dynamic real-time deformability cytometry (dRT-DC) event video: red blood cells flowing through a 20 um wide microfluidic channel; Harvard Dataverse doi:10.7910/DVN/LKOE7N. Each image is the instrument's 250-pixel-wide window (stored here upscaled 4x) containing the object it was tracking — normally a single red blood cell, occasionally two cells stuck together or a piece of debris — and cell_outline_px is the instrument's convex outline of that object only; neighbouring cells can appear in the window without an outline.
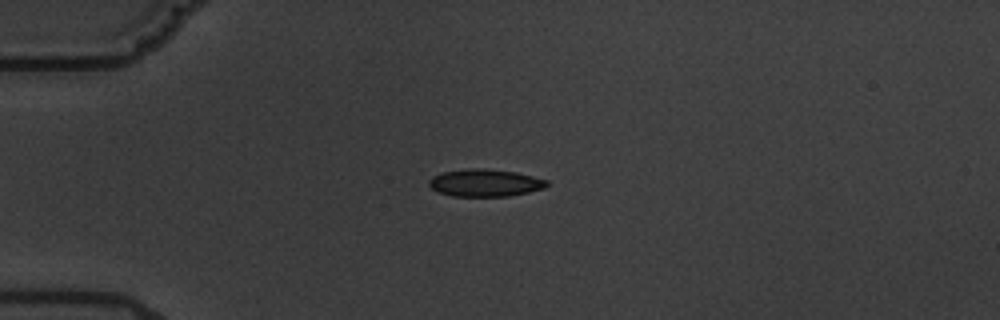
{"species": "common noctule bat (a hibernating species)", "species_latin": "Nyctalus noctula", "temperature_condition": "warm", "stored_images_in_passage": 2, "camera_frame_rate_fps": 3000, "um_per_image_px": 0.085, "animal": {"sex": "male", "body_mass_g": 19.5, "forearm_length_mm": 54.6}, "frame": {"image": 1, "passage_image": 1, "time_ms": 0.0, "image_size_px": [1000, 320], "cell_outline_px": [[548, 184], [544, 188], [528, 192], [508, 196], [452, 196], [440, 192], [432, 188], [428, 184], [428, 180], [432, 176], [444, 172], [472, 168], [484, 168], [516, 172], [548, 180]], "centroid_in_image_um": [41.23, 15.54], "position_along_channel_um": 43.8, "area_um2": 18.67}}